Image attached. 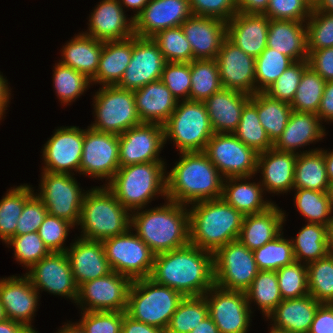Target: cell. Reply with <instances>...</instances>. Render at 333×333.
<instances>
[{"label":"cell","instance_id":"91938a15","mask_svg":"<svg viewBox=\"0 0 333 333\" xmlns=\"http://www.w3.org/2000/svg\"><path fill=\"white\" fill-rule=\"evenodd\" d=\"M83 314V315H82ZM80 325L85 333H121L124 312L119 311H81Z\"/></svg>","mask_w":333,"mask_h":333},{"label":"cell","instance_id":"bcb514c9","mask_svg":"<svg viewBox=\"0 0 333 333\" xmlns=\"http://www.w3.org/2000/svg\"><path fill=\"white\" fill-rule=\"evenodd\" d=\"M326 81L308 66L290 103L292 110L317 114Z\"/></svg>","mask_w":333,"mask_h":333},{"label":"cell","instance_id":"681fc988","mask_svg":"<svg viewBox=\"0 0 333 333\" xmlns=\"http://www.w3.org/2000/svg\"><path fill=\"white\" fill-rule=\"evenodd\" d=\"M294 61L266 47L255 59L256 92H264Z\"/></svg>","mask_w":333,"mask_h":333},{"label":"cell","instance_id":"8fae6325","mask_svg":"<svg viewBox=\"0 0 333 333\" xmlns=\"http://www.w3.org/2000/svg\"><path fill=\"white\" fill-rule=\"evenodd\" d=\"M215 285L245 292L260 271L253 251L239 240L228 242L213 253Z\"/></svg>","mask_w":333,"mask_h":333},{"label":"cell","instance_id":"11e5206c","mask_svg":"<svg viewBox=\"0 0 333 333\" xmlns=\"http://www.w3.org/2000/svg\"><path fill=\"white\" fill-rule=\"evenodd\" d=\"M121 6L125 5V7H130L132 10H136L137 12L131 18L134 20L145 8L150 0H118ZM123 3V4H122Z\"/></svg>","mask_w":333,"mask_h":333},{"label":"cell","instance_id":"f35d334b","mask_svg":"<svg viewBox=\"0 0 333 333\" xmlns=\"http://www.w3.org/2000/svg\"><path fill=\"white\" fill-rule=\"evenodd\" d=\"M291 242L295 261L306 265L331 252L327 244L326 225L323 224L307 223Z\"/></svg>","mask_w":333,"mask_h":333},{"label":"cell","instance_id":"6125c7cd","mask_svg":"<svg viewBox=\"0 0 333 333\" xmlns=\"http://www.w3.org/2000/svg\"><path fill=\"white\" fill-rule=\"evenodd\" d=\"M312 8L307 0H269L264 14L269 19L306 22L310 17Z\"/></svg>","mask_w":333,"mask_h":333},{"label":"cell","instance_id":"7402d4cb","mask_svg":"<svg viewBox=\"0 0 333 333\" xmlns=\"http://www.w3.org/2000/svg\"><path fill=\"white\" fill-rule=\"evenodd\" d=\"M191 15L189 0H150L134 19V34L152 38L164 29L181 26Z\"/></svg>","mask_w":333,"mask_h":333},{"label":"cell","instance_id":"44dd1931","mask_svg":"<svg viewBox=\"0 0 333 333\" xmlns=\"http://www.w3.org/2000/svg\"><path fill=\"white\" fill-rule=\"evenodd\" d=\"M216 61L223 88L250 96L256 93L254 57L247 55L226 37Z\"/></svg>","mask_w":333,"mask_h":333},{"label":"cell","instance_id":"603a6c76","mask_svg":"<svg viewBox=\"0 0 333 333\" xmlns=\"http://www.w3.org/2000/svg\"><path fill=\"white\" fill-rule=\"evenodd\" d=\"M38 295L26 275L0 279V302L6 318L23 324L32 333H38L31 325L38 306Z\"/></svg>","mask_w":333,"mask_h":333},{"label":"cell","instance_id":"7a4b0ae2","mask_svg":"<svg viewBox=\"0 0 333 333\" xmlns=\"http://www.w3.org/2000/svg\"><path fill=\"white\" fill-rule=\"evenodd\" d=\"M181 159L166 174V199L182 205L219 199L224 177L202 152L180 153Z\"/></svg>","mask_w":333,"mask_h":333},{"label":"cell","instance_id":"d4e9b609","mask_svg":"<svg viewBox=\"0 0 333 333\" xmlns=\"http://www.w3.org/2000/svg\"><path fill=\"white\" fill-rule=\"evenodd\" d=\"M65 253L78 287L85 282L104 277L112 272L102 241L80 237L73 244L71 243L70 248Z\"/></svg>","mask_w":333,"mask_h":333},{"label":"cell","instance_id":"52a82bcc","mask_svg":"<svg viewBox=\"0 0 333 333\" xmlns=\"http://www.w3.org/2000/svg\"><path fill=\"white\" fill-rule=\"evenodd\" d=\"M184 296L150 277L133 280L126 314L132 319L166 330Z\"/></svg>","mask_w":333,"mask_h":333},{"label":"cell","instance_id":"8d00e7d4","mask_svg":"<svg viewBox=\"0 0 333 333\" xmlns=\"http://www.w3.org/2000/svg\"><path fill=\"white\" fill-rule=\"evenodd\" d=\"M102 49L103 41L94 39L84 32L79 33L63 46L62 60L59 62L92 80L98 70Z\"/></svg>","mask_w":333,"mask_h":333},{"label":"cell","instance_id":"34e18365","mask_svg":"<svg viewBox=\"0 0 333 333\" xmlns=\"http://www.w3.org/2000/svg\"><path fill=\"white\" fill-rule=\"evenodd\" d=\"M190 333H220L218 327L213 320L208 316L201 321Z\"/></svg>","mask_w":333,"mask_h":333},{"label":"cell","instance_id":"836d02e7","mask_svg":"<svg viewBox=\"0 0 333 333\" xmlns=\"http://www.w3.org/2000/svg\"><path fill=\"white\" fill-rule=\"evenodd\" d=\"M320 122L317 114L292 110L288 124L282 135L273 144V148L298 153L297 148L307 146L313 141L318 142L326 133Z\"/></svg>","mask_w":333,"mask_h":333},{"label":"cell","instance_id":"d6986e66","mask_svg":"<svg viewBox=\"0 0 333 333\" xmlns=\"http://www.w3.org/2000/svg\"><path fill=\"white\" fill-rule=\"evenodd\" d=\"M25 275L37 291L44 289L51 294L64 296L76 302L78 286L65 252H51L34 264Z\"/></svg>","mask_w":333,"mask_h":333},{"label":"cell","instance_id":"74e56055","mask_svg":"<svg viewBox=\"0 0 333 333\" xmlns=\"http://www.w3.org/2000/svg\"><path fill=\"white\" fill-rule=\"evenodd\" d=\"M329 184L322 149L297 153L293 189L328 192Z\"/></svg>","mask_w":333,"mask_h":333},{"label":"cell","instance_id":"6da1fadb","mask_svg":"<svg viewBox=\"0 0 333 333\" xmlns=\"http://www.w3.org/2000/svg\"><path fill=\"white\" fill-rule=\"evenodd\" d=\"M150 278L184 297L202 296L215 285L213 253L189 243L157 254Z\"/></svg>","mask_w":333,"mask_h":333},{"label":"cell","instance_id":"03108f58","mask_svg":"<svg viewBox=\"0 0 333 333\" xmlns=\"http://www.w3.org/2000/svg\"><path fill=\"white\" fill-rule=\"evenodd\" d=\"M308 64L326 82L333 81V47L308 50Z\"/></svg>","mask_w":333,"mask_h":333},{"label":"cell","instance_id":"5b68a950","mask_svg":"<svg viewBox=\"0 0 333 333\" xmlns=\"http://www.w3.org/2000/svg\"><path fill=\"white\" fill-rule=\"evenodd\" d=\"M164 164L146 162L120 167L106 187L130 213L143 210L156 194L166 197Z\"/></svg>","mask_w":333,"mask_h":333},{"label":"cell","instance_id":"484cf974","mask_svg":"<svg viewBox=\"0 0 333 333\" xmlns=\"http://www.w3.org/2000/svg\"><path fill=\"white\" fill-rule=\"evenodd\" d=\"M118 0H102L89 16V32L101 41L124 40L134 36V20L128 19Z\"/></svg>","mask_w":333,"mask_h":333},{"label":"cell","instance_id":"deb4b68c","mask_svg":"<svg viewBox=\"0 0 333 333\" xmlns=\"http://www.w3.org/2000/svg\"><path fill=\"white\" fill-rule=\"evenodd\" d=\"M328 194H329V199H330V203H331V208H332V211H333V182H331L329 184Z\"/></svg>","mask_w":333,"mask_h":333},{"label":"cell","instance_id":"2644e50d","mask_svg":"<svg viewBox=\"0 0 333 333\" xmlns=\"http://www.w3.org/2000/svg\"><path fill=\"white\" fill-rule=\"evenodd\" d=\"M269 0H238V12L246 14H264Z\"/></svg>","mask_w":333,"mask_h":333},{"label":"cell","instance_id":"9c48e42d","mask_svg":"<svg viewBox=\"0 0 333 333\" xmlns=\"http://www.w3.org/2000/svg\"><path fill=\"white\" fill-rule=\"evenodd\" d=\"M93 100L96 119L90 125L92 130L120 135L142 123L136 110L133 90L121 89L116 85L102 86Z\"/></svg>","mask_w":333,"mask_h":333},{"label":"cell","instance_id":"5bb4252c","mask_svg":"<svg viewBox=\"0 0 333 333\" xmlns=\"http://www.w3.org/2000/svg\"><path fill=\"white\" fill-rule=\"evenodd\" d=\"M132 282L131 278L112 271L104 277L81 284L75 303L82 307L83 312H126Z\"/></svg>","mask_w":333,"mask_h":333},{"label":"cell","instance_id":"c3c4849f","mask_svg":"<svg viewBox=\"0 0 333 333\" xmlns=\"http://www.w3.org/2000/svg\"><path fill=\"white\" fill-rule=\"evenodd\" d=\"M281 232L272 241L253 250L255 262L261 271H277L295 261L291 240L285 239Z\"/></svg>","mask_w":333,"mask_h":333},{"label":"cell","instance_id":"816d5d0a","mask_svg":"<svg viewBox=\"0 0 333 333\" xmlns=\"http://www.w3.org/2000/svg\"><path fill=\"white\" fill-rule=\"evenodd\" d=\"M53 70V83L57 96L61 103L71 104L76 98H79L87 87L90 86L91 80L83 73L74 70L70 66L57 63Z\"/></svg>","mask_w":333,"mask_h":333},{"label":"cell","instance_id":"f907efd6","mask_svg":"<svg viewBox=\"0 0 333 333\" xmlns=\"http://www.w3.org/2000/svg\"><path fill=\"white\" fill-rule=\"evenodd\" d=\"M295 191V205L308 223L327 225L333 212L328 192L310 189H295Z\"/></svg>","mask_w":333,"mask_h":333},{"label":"cell","instance_id":"753ad0ef","mask_svg":"<svg viewBox=\"0 0 333 333\" xmlns=\"http://www.w3.org/2000/svg\"><path fill=\"white\" fill-rule=\"evenodd\" d=\"M8 81L0 74V120L5 113V110L10 97V89L8 88Z\"/></svg>","mask_w":333,"mask_h":333},{"label":"cell","instance_id":"6f0895ef","mask_svg":"<svg viewBox=\"0 0 333 333\" xmlns=\"http://www.w3.org/2000/svg\"><path fill=\"white\" fill-rule=\"evenodd\" d=\"M309 66L307 60L292 63L265 91L275 100L291 103L304 70Z\"/></svg>","mask_w":333,"mask_h":333},{"label":"cell","instance_id":"e0dca14e","mask_svg":"<svg viewBox=\"0 0 333 333\" xmlns=\"http://www.w3.org/2000/svg\"><path fill=\"white\" fill-rule=\"evenodd\" d=\"M119 138V166L146 162H164L159 152L165 144L162 124L142 122L133 126Z\"/></svg>","mask_w":333,"mask_h":333},{"label":"cell","instance_id":"1f68e13d","mask_svg":"<svg viewBox=\"0 0 333 333\" xmlns=\"http://www.w3.org/2000/svg\"><path fill=\"white\" fill-rule=\"evenodd\" d=\"M285 221V213L274 203L263 212L244 216L238 240L253 251L276 238Z\"/></svg>","mask_w":333,"mask_h":333},{"label":"cell","instance_id":"09005b40","mask_svg":"<svg viewBox=\"0 0 333 333\" xmlns=\"http://www.w3.org/2000/svg\"><path fill=\"white\" fill-rule=\"evenodd\" d=\"M320 11L333 13V0H319L313 7Z\"/></svg>","mask_w":333,"mask_h":333},{"label":"cell","instance_id":"b9f144b4","mask_svg":"<svg viewBox=\"0 0 333 333\" xmlns=\"http://www.w3.org/2000/svg\"><path fill=\"white\" fill-rule=\"evenodd\" d=\"M34 195V190L27 185L9 189L0 200V239L7 242L16 236L17 221L25 203Z\"/></svg>","mask_w":333,"mask_h":333},{"label":"cell","instance_id":"9a60e30c","mask_svg":"<svg viewBox=\"0 0 333 333\" xmlns=\"http://www.w3.org/2000/svg\"><path fill=\"white\" fill-rule=\"evenodd\" d=\"M204 297L209 317L220 333H247L252 311L245 292L225 290L214 285Z\"/></svg>","mask_w":333,"mask_h":333},{"label":"cell","instance_id":"d6a6232c","mask_svg":"<svg viewBox=\"0 0 333 333\" xmlns=\"http://www.w3.org/2000/svg\"><path fill=\"white\" fill-rule=\"evenodd\" d=\"M321 303L310 294L282 300L268 316L272 327L292 333H308L315 313Z\"/></svg>","mask_w":333,"mask_h":333},{"label":"cell","instance_id":"ffe728a7","mask_svg":"<svg viewBox=\"0 0 333 333\" xmlns=\"http://www.w3.org/2000/svg\"><path fill=\"white\" fill-rule=\"evenodd\" d=\"M84 142V129L76 126L60 127L44 144L43 158L46 166L43 171L50 173L80 174V163Z\"/></svg>","mask_w":333,"mask_h":333},{"label":"cell","instance_id":"b62a3aed","mask_svg":"<svg viewBox=\"0 0 333 333\" xmlns=\"http://www.w3.org/2000/svg\"><path fill=\"white\" fill-rule=\"evenodd\" d=\"M269 333H292V332H290V331H285V330H281V329L274 328V327H271Z\"/></svg>","mask_w":333,"mask_h":333},{"label":"cell","instance_id":"8c879c8a","mask_svg":"<svg viewBox=\"0 0 333 333\" xmlns=\"http://www.w3.org/2000/svg\"><path fill=\"white\" fill-rule=\"evenodd\" d=\"M0 333H32L29 329H27L23 324L5 319L0 322Z\"/></svg>","mask_w":333,"mask_h":333},{"label":"cell","instance_id":"7dc6e473","mask_svg":"<svg viewBox=\"0 0 333 333\" xmlns=\"http://www.w3.org/2000/svg\"><path fill=\"white\" fill-rule=\"evenodd\" d=\"M309 294L320 303L333 304V253L307 264Z\"/></svg>","mask_w":333,"mask_h":333},{"label":"cell","instance_id":"ac0fdd59","mask_svg":"<svg viewBox=\"0 0 333 333\" xmlns=\"http://www.w3.org/2000/svg\"><path fill=\"white\" fill-rule=\"evenodd\" d=\"M166 61L152 38L133 36V50L129 65L120 82L121 89L136 90L161 80Z\"/></svg>","mask_w":333,"mask_h":333},{"label":"cell","instance_id":"11a10c76","mask_svg":"<svg viewBox=\"0 0 333 333\" xmlns=\"http://www.w3.org/2000/svg\"><path fill=\"white\" fill-rule=\"evenodd\" d=\"M307 20L308 50L333 47V13L312 8Z\"/></svg>","mask_w":333,"mask_h":333},{"label":"cell","instance_id":"4dcf8cb0","mask_svg":"<svg viewBox=\"0 0 333 333\" xmlns=\"http://www.w3.org/2000/svg\"><path fill=\"white\" fill-rule=\"evenodd\" d=\"M136 110L141 122L164 124L178 104L171 91L161 81L133 90Z\"/></svg>","mask_w":333,"mask_h":333},{"label":"cell","instance_id":"f546056e","mask_svg":"<svg viewBox=\"0 0 333 333\" xmlns=\"http://www.w3.org/2000/svg\"><path fill=\"white\" fill-rule=\"evenodd\" d=\"M306 22L269 19L267 47L285 54L294 62L308 59Z\"/></svg>","mask_w":333,"mask_h":333},{"label":"cell","instance_id":"4fadbf2b","mask_svg":"<svg viewBox=\"0 0 333 333\" xmlns=\"http://www.w3.org/2000/svg\"><path fill=\"white\" fill-rule=\"evenodd\" d=\"M224 178L257 173L256 153L233 133H214L204 151Z\"/></svg>","mask_w":333,"mask_h":333},{"label":"cell","instance_id":"89a4df30","mask_svg":"<svg viewBox=\"0 0 333 333\" xmlns=\"http://www.w3.org/2000/svg\"><path fill=\"white\" fill-rule=\"evenodd\" d=\"M121 333H166L164 329H160L143 322L136 321L124 312V320L122 323Z\"/></svg>","mask_w":333,"mask_h":333},{"label":"cell","instance_id":"30bf717a","mask_svg":"<svg viewBox=\"0 0 333 333\" xmlns=\"http://www.w3.org/2000/svg\"><path fill=\"white\" fill-rule=\"evenodd\" d=\"M130 229L102 241L108 263L112 271L132 280L150 277L155 254Z\"/></svg>","mask_w":333,"mask_h":333},{"label":"cell","instance_id":"e7e4bbea","mask_svg":"<svg viewBox=\"0 0 333 333\" xmlns=\"http://www.w3.org/2000/svg\"><path fill=\"white\" fill-rule=\"evenodd\" d=\"M47 213L43 201L34 194L25 203L22 214L17 221L16 235L37 232Z\"/></svg>","mask_w":333,"mask_h":333},{"label":"cell","instance_id":"f6af8a7d","mask_svg":"<svg viewBox=\"0 0 333 333\" xmlns=\"http://www.w3.org/2000/svg\"><path fill=\"white\" fill-rule=\"evenodd\" d=\"M208 316V306L204 295L184 297L172 315L165 332L190 333Z\"/></svg>","mask_w":333,"mask_h":333},{"label":"cell","instance_id":"60d3db41","mask_svg":"<svg viewBox=\"0 0 333 333\" xmlns=\"http://www.w3.org/2000/svg\"><path fill=\"white\" fill-rule=\"evenodd\" d=\"M292 113L289 103L272 99L264 92H257V114L270 141L274 144L282 135Z\"/></svg>","mask_w":333,"mask_h":333},{"label":"cell","instance_id":"979ff035","mask_svg":"<svg viewBox=\"0 0 333 333\" xmlns=\"http://www.w3.org/2000/svg\"><path fill=\"white\" fill-rule=\"evenodd\" d=\"M326 233H327V244L329 250L333 252V216L326 225Z\"/></svg>","mask_w":333,"mask_h":333},{"label":"cell","instance_id":"8992f818","mask_svg":"<svg viewBox=\"0 0 333 333\" xmlns=\"http://www.w3.org/2000/svg\"><path fill=\"white\" fill-rule=\"evenodd\" d=\"M104 185L86 191L81 207V237L103 241L125 233L131 225V214Z\"/></svg>","mask_w":333,"mask_h":333},{"label":"cell","instance_id":"67dfc351","mask_svg":"<svg viewBox=\"0 0 333 333\" xmlns=\"http://www.w3.org/2000/svg\"><path fill=\"white\" fill-rule=\"evenodd\" d=\"M7 319L5 312H4V308L3 305L0 302V322H2L3 320Z\"/></svg>","mask_w":333,"mask_h":333},{"label":"cell","instance_id":"603ad722","mask_svg":"<svg viewBox=\"0 0 333 333\" xmlns=\"http://www.w3.org/2000/svg\"><path fill=\"white\" fill-rule=\"evenodd\" d=\"M307 1L310 3V5L312 7H314L318 3L319 0H307Z\"/></svg>","mask_w":333,"mask_h":333},{"label":"cell","instance_id":"f5cc1de1","mask_svg":"<svg viewBox=\"0 0 333 333\" xmlns=\"http://www.w3.org/2000/svg\"><path fill=\"white\" fill-rule=\"evenodd\" d=\"M152 39L157 43L166 62L190 63L193 52L181 26L164 29Z\"/></svg>","mask_w":333,"mask_h":333},{"label":"cell","instance_id":"4316f807","mask_svg":"<svg viewBox=\"0 0 333 333\" xmlns=\"http://www.w3.org/2000/svg\"><path fill=\"white\" fill-rule=\"evenodd\" d=\"M269 18L265 14L237 12L227 22V38L255 59L267 47Z\"/></svg>","mask_w":333,"mask_h":333},{"label":"cell","instance_id":"7bdbcfd3","mask_svg":"<svg viewBox=\"0 0 333 333\" xmlns=\"http://www.w3.org/2000/svg\"><path fill=\"white\" fill-rule=\"evenodd\" d=\"M222 88L216 59L191 61V88L189 100L204 102L212 94Z\"/></svg>","mask_w":333,"mask_h":333},{"label":"cell","instance_id":"83f0119b","mask_svg":"<svg viewBox=\"0 0 333 333\" xmlns=\"http://www.w3.org/2000/svg\"><path fill=\"white\" fill-rule=\"evenodd\" d=\"M297 153L271 148L258 154L257 171L261 170L262 187L272 193H286L293 189ZM265 187V188H264Z\"/></svg>","mask_w":333,"mask_h":333},{"label":"cell","instance_id":"f1b7e54d","mask_svg":"<svg viewBox=\"0 0 333 333\" xmlns=\"http://www.w3.org/2000/svg\"><path fill=\"white\" fill-rule=\"evenodd\" d=\"M251 96L240 91L222 88L204 103L215 133H234L240 122L244 106Z\"/></svg>","mask_w":333,"mask_h":333},{"label":"cell","instance_id":"9f6ffc18","mask_svg":"<svg viewBox=\"0 0 333 333\" xmlns=\"http://www.w3.org/2000/svg\"><path fill=\"white\" fill-rule=\"evenodd\" d=\"M6 244L14 247L16 261L29 269L51 253L37 232L13 236Z\"/></svg>","mask_w":333,"mask_h":333},{"label":"cell","instance_id":"d590c367","mask_svg":"<svg viewBox=\"0 0 333 333\" xmlns=\"http://www.w3.org/2000/svg\"><path fill=\"white\" fill-rule=\"evenodd\" d=\"M132 50L133 36L124 40L103 41L98 70L91 82L102 86L117 85L130 63Z\"/></svg>","mask_w":333,"mask_h":333},{"label":"cell","instance_id":"db71d44e","mask_svg":"<svg viewBox=\"0 0 333 333\" xmlns=\"http://www.w3.org/2000/svg\"><path fill=\"white\" fill-rule=\"evenodd\" d=\"M282 299L304 297L309 294L307 265L294 261L276 271Z\"/></svg>","mask_w":333,"mask_h":333},{"label":"cell","instance_id":"7c38bea8","mask_svg":"<svg viewBox=\"0 0 333 333\" xmlns=\"http://www.w3.org/2000/svg\"><path fill=\"white\" fill-rule=\"evenodd\" d=\"M73 175L43 171L39 185L41 190L36 195L43 201L49 214L75 226L80 220L86 192H82Z\"/></svg>","mask_w":333,"mask_h":333},{"label":"cell","instance_id":"2e32d148","mask_svg":"<svg viewBox=\"0 0 333 333\" xmlns=\"http://www.w3.org/2000/svg\"><path fill=\"white\" fill-rule=\"evenodd\" d=\"M119 168L118 135L84 129L80 174L110 181Z\"/></svg>","mask_w":333,"mask_h":333},{"label":"cell","instance_id":"a7ac6f4b","mask_svg":"<svg viewBox=\"0 0 333 333\" xmlns=\"http://www.w3.org/2000/svg\"><path fill=\"white\" fill-rule=\"evenodd\" d=\"M321 121H333V81H327L317 112Z\"/></svg>","mask_w":333,"mask_h":333},{"label":"cell","instance_id":"2a66077c","mask_svg":"<svg viewBox=\"0 0 333 333\" xmlns=\"http://www.w3.org/2000/svg\"><path fill=\"white\" fill-rule=\"evenodd\" d=\"M325 159L326 171L329 179V183L333 182V151L328 152L327 150H322Z\"/></svg>","mask_w":333,"mask_h":333},{"label":"cell","instance_id":"3957f363","mask_svg":"<svg viewBox=\"0 0 333 333\" xmlns=\"http://www.w3.org/2000/svg\"><path fill=\"white\" fill-rule=\"evenodd\" d=\"M167 200V204L131 212V229L157 255L190 243L189 211L186 205Z\"/></svg>","mask_w":333,"mask_h":333},{"label":"cell","instance_id":"680465c9","mask_svg":"<svg viewBox=\"0 0 333 333\" xmlns=\"http://www.w3.org/2000/svg\"><path fill=\"white\" fill-rule=\"evenodd\" d=\"M161 81L171 91L177 101L189 100L191 88V62H166ZM183 97V98H182Z\"/></svg>","mask_w":333,"mask_h":333},{"label":"cell","instance_id":"be15d7a7","mask_svg":"<svg viewBox=\"0 0 333 333\" xmlns=\"http://www.w3.org/2000/svg\"><path fill=\"white\" fill-rule=\"evenodd\" d=\"M193 15L228 22L238 12V0H189Z\"/></svg>","mask_w":333,"mask_h":333},{"label":"cell","instance_id":"ee69618b","mask_svg":"<svg viewBox=\"0 0 333 333\" xmlns=\"http://www.w3.org/2000/svg\"><path fill=\"white\" fill-rule=\"evenodd\" d=\"M245 293L248 305L250 306L253 300L266 317H268L283 300L276 271L260 270Z\"/></svg>","mask_w":333,"mask_h":333},{"label":"cell","instance_id":"ba28073f","mask_svg":"<svg viewBox=\"0 0 333 333\" xmlns=\"http://www.w3.org/2000/svg\"><path fill=\"white\" fill-rule=\"evenodd\" d=\"M163 128L165 143L173 140L180 153L205 151L215 133L203 101H178Z\"/></svg>","mask_w":333,"mask_h":333},{"label":"cell","instance_id":"003e7915","mask_svg":"<svg viewBox=\"0 0 333 333\" xmlns=\"http://www.w3.org/2000/svg\"><path fill=\"white\" fill-rule=\"evenodd\" d=\"M308 333H333V304L319 305Z\"/></svg>","mask_w":333,"mask_h":333},{"label":"cell","instance_id":"94428289","mask_svg":"<svg viewBox=\"0 0 333 333\" xmlns=\"http://www.w3.org/2000/svg\"><path fill=\"white\" fill-rule=\"evenodd\" d=\"M72 227L68 221L47 213L37 233L51 252H66L64 242Z\"/></svg>","mask_w":333,"mask_h":333},{"label":"cell","instance_id":"b9fcfbb0","mask_svg":"<svg viewBox=\"0 0 333 333\" xmlns=\"http://www.w3.org/2000/svg\"><path fill=\"white\" fill-rule=\"evenodd\" d=\"M57 333H85V330L83 327L80 325V323H75V324H64L62 328Z\"/></svg>","mask_w":333,"mask_h":333},{"label":"cell","instance_id":"277c9868","mask_svg":"<svg viewBox=\"0 0 333 333\" xmlns=\"http://www.w3.org/2000/svg\"><path fill=\"white\" fill-rule=\"evenodd\" d=\"M190 243L214 253L228 242L238 240L244 215L222 198L191 204Z\"/></svg>","mask_w":333,"mask_h":333},{"label":"cell","instance_id":"ab89813d","mask_svg":"<svg viewBox=\"0 0 333 333\" xmlns=\"http://www.w3.org/2000/svg\"><path fill=\"white\" fill-rule=\"evenodd\" d=\"M233 134L258 154L273 148V143L259 121L257 92L251 96L250 101L244 106L240 122Z\"/></svg>","mask_w":333,"mask_h":333},{"label":"cell","instance_id":"cb8c5ba5","mask_svg":"<svg viewBox=\"0 0 333 333\" xmlns=\"http://www.w3.org/2000/svg\"><path fill=\"white\" fill-rule=\"evenodd\" d=\"M181 28L190 43L193 60L216 59L227 37V22L217 18L192 14Z\"/></svg>","mask_w":333,"mask_h":333},{"label":"cell","instance_id":"e575fe53","mask_svg":"<svg viewBox=\"0 0 333 333\" xmlns=\"http://www.w3.org/2000/svg\"><path fill=\"white\" fill-rule=\"evenodd\" d=\"M250 178L252 176L227 177L223 181L221 198L244 216L263 212L274 204L271 201H264L262 196L264 189L261 183L242 182Z\"/></svg>","mask_w":333,"mask_h":333}]
</instances>
